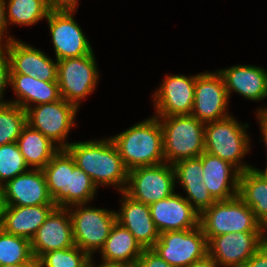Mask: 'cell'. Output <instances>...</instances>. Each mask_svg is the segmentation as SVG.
<instances>
[{
	"mask_svg": "<svg viewBox=\"0 0 267 267\" xmlns=\"http://www.w3.org/2000/svg\"><path fill=\"white\" fill-rule=\"evenodd\" d=\"M74 158L76 165L90 176L93 183L121 185L128 183L126 168L113 141H86L68 143L65 148Z\"/></svg>",
	"mask_w": 267,
	"mask_h": 267,
	"instance_id": "cell-1",
	"label": "cell"
},
{
	"mask_svg": "<svg viewBox=\"0 0 267 267\" xmlns=\"http://www.w3.org/2000/svg\"><path fill=\"white\" fill-rule=\"evenodd\" d=\"M111 140L128 170L165 162L163 131L158 116L134 125Z\"/></svg>",
	"mask_w": 267,
	"mask_h": 267,
	"instance_id": "cell-2",
	"label": "cell"
},
{
	"mask_svg": "<svg viewBox=\"0 0 267 267\" xmlns=\"http://www.w3.org/2000/svg\"><path fill=\"white\" fill-rule=\"evenodd\" d=\"M162 120L163 153L171 165L199 157L205 151L204 126L193 115L159 116ZM164 122V123H163Z\"/></svg>",
	"mask_w": 267,
	"mask_h": 267,
	"instance_id": "cell-3",
	"label": "cell"
},
{
	"mask_svg": "<svg viewBox=\"0 0 267 267\" xmlns=\"http://www.w3.org/2000/svg\"><path fill=\"white\" fill-rule=\"evenodd\" d=\"M199 226L208 241L227 233L261 232L252 209L238 195L214 202L200 214Z\"/></svg>",
	"mask_w": 267,
	"mask_h": 267,
	"instance_id": "cell-4",
	"label": "cell"
},
{
	"mask_svg": "<svg viewBox=\"0 0 267 267\" xmlns=\"http://www.w3.org/2000/svg\"><path fill=\"white\" fill-rule=\"evenodd\" d=\"M206 124L208 125L204 128L205 152L229 162L240 172L253 168L237 164L249 151V138L244 129L248 124L241 126L230 116Z\"/></svg>",
	"mask_w": 267,
	"mask_h": 267,
	"instance_id": "cell-5",
	"label": "cell"
},
{
	"mask_svg": "<svg viewBox=\"0 0 267 267\" xmlns=\"http://www.w3.org/2000/svg\"><path fill=\"white\" fill-rule=\"evenodd\" d=\"M175 180L173 165L161 163L129 170L128 185L118 188L133 200L150 205L170 197Z\"/></svg>",
	"mask_w": 267,
	"mask_h": 267,
	"instance_id": "cell-6",
	"label": "cell"
},
{
	"mask_svg": "<svg viewBox=\"0 0 267 267\" xmlns=\"http://www.w3.org/2000/svg\"><path fill=\"white\" fill-rule=\"evenodd\" d=\"M173 267H189L208 255V240L200 226L182 231L160 233L152 248Z\"/></svg>",
	"mask_w": 267,
	"mask_h": 267,
	"instance_id": "cell-7",
	"label": "cell"
},
{
	"mask_svg": "<svg viewBox=\"0 0 267 267\" xmlns=\"http://www.w3.org/2000/svg\"><path fill=\"white\" fill-rule=\"evenodd\" d=\"M93 52L57 61V82L61 98L78 108L80 99L90 94L98 79Z\"/></svg>",
	"mask_w": 267,
	"mask_h": 267,
	"instance_id": "cell-8",
	"label": "cell"
},
{
	"mask_svg": "<svg viewBox=\"0 0 267 267\" xmlns=\"http://www.w3.org/2000/svg\"><path fill=\"white\" fill-rule=\"evenodd\" d=\"M70 213L74 243L82 251L92 256V252L101 249L116 223V213L105 209L83 208Z\"/></svg>",
	"mask_w": 267,
	"mask_h": 267,
	"instance_id": "cell-9",
	"label": "cell"
},
{
	"mask_svg": "<svg viewBox=\"0 0 267 267\" xmlns=\"http://www.w3.org/2000/svg\"><path fill=\"white\" fill-rule=\"evenodd\" d=\"M77 107L64 99L52 103L36 105L26 109V123L40 131L52 142L61 143L59 148L65 149L68 143H63L69 129L74 123Z\"/></svg>",
	"mask_w": 267,
	"mask_h": 267,
	"instance_id": "cell-10",
	"label": "cell"
},
{
	"mask_svg": "<svg viewBox=\"0 0 267 267\" xmlns=\"http://www.w3.org/2000/svg\"><path fill=\"white\" fill-rule=\"evenodd\" d=\"M227 103V90L218 70L217 73L207 72L196 75L191 115L203 123L218 121L229 116L225 112Z\"/></svg>",
	"mask_w": 267,
	"mask_h": 267,
	"instance_id": "cell-11",
	"label": "cell"
},
{
	"mask_svg": "<svg viewBox=\"0 0 267 267\" xmlns=\"http://www.w3.org/2000/svg\"><path fill=\"white\" fill-rule=\"evenodd\" d=\"M264 243L261 232L222 234L208 241V255L218 265H245Z\"/></svg>",
	"mask_w": 267,
	"mask_h": 267,
	"instance_id": "cell-12",
	"label": "cell"
},
{
	"mask_svg": "<svg viewBox=\"0 0 267 267\" xmlns=\"http://www.w3.org/2000/svg\"><path fill=\"white\" fill-rule=\"evenodd\" d=\"M73 11H50L49 23L56 59L63 60L91 54L92 48L72 17Z\"/></svg>",
	"mask_w": 267,
	"mask_h": 267,
	"instance_id": "cell-13",
	"label": "cell"
},
{
	"mask_svg": "<svg viewBox=\"0 0 267 267\" xmlns=\"http://www.w3.org/2000/svg\"><path fill=\"white\" fill-rule=\"evenodd\" d=\"M4 206L55 205L41 169L27 171L0 187Z\"/></svg>",
	"mask_w": 267,
	"mask_h": 267,
	"instance_id": "cell-14",
	"label": "cell"
},
{
	"mask_svg": "<svg viewBox=\"0 0 267 267\" xmlns=\"http://www.w3.org/2000/svg\"><path fill=\"white\" fill-rule=\"evenodd\" d=\"M69 210L56 206L31 239L32 253L36 261L46 252L75 246L71 217L70 214L66 216Z\"/></svg>",
	"mask_w": 267,
	"mask_h": 267,
	"instance_id": "cell-15",
	"label": "cell"
},
{
	"mask_svg": "<svg viewBox=\"0 0 267 267\" xmlns=\"http://www.w3.org/2000/svg\"><path fill=\"white\" fill-rule=\"evenodd\" d=\"M4 49L10 59V74H24L46 82H57V62L43 52L11 37Z\"/></svg>",
	"mask_w": 267,
	"mask_h": 267,
	"instance_id": "cell-16",
	"label": "cell"
},
{
	"mask_svg": "<svg viewBox=\"0 0 267 267\" xmlns=\"http://www.w3.org/2000/svg\"><path fill=\"white\" fill-rule=\"evenodd\" d=\"M196 76L171 75L155 94L159 116L190 115L194 104Z\"/></svg>",
	"mask_w": 267,
	"mask_h": 267,
	"instance_id": "cell-17",
	"label": "cell"
},
{
	"mask_svg": "<svg viewBox=\"0 0 267 267\" xmlns=\"http://www.w3.org/2000/svg\"><path fill=\"white\" fill-rule=\"evenodd\" d=\"M151 217L159 233L182 231L199 226V213L182 196L170 197L149 205Z\"/></svg>",
	"mask_w": 267,
	"mask_h": 267,
	"instance_id": "cell-18",
	"label": "cell"
},
{
	"mask_svg": "<svg viewBox=\"0 0 267 267\" xmlns=\"http://www.w3.org/2000/svg\"><path fill=\"white\" fill-rule=\"evenodd\" d=\"M122 194L124 201L121 212L116 213V222L125 227L143 249L153 248L160 233L151 217L149 205L133 200L125 192Z\"/></svg>",
	"mask_w": 267,
	"mask_h": 267,
	"instance_id": "cell-19",
	"label": "cell"
},
{
	"mask_svg": "<svg viewBox=\"0 0 267 267\" xmlns=\"http://www.w3.org/2000/svg\"><path fill=\"white\" fill-rule=\"evenodd\" d=\"M203 182L216 200H228L238 195L240 171L234 165L207 152L202 153ZM232 167L235 169L232 170ZM233 172V175L229 176ZM231 181L230 190L228 181ZM231 191V192H230Z\"/></svg>",
	"mask_w": 267,
	"mask_h": 267,
	"instance_id": "cell-20",
	"label": "cell"
},
{
	"mask_svg": "<svg viewBox=\"0 0 267 267\" xmlns=\"http://www.w3.org/2000/svg\"><path fill=\"white\" fill-rule=\"evenodd\" d=\"M56 205L4 206L1 229L31 240Z\"/></svg>",
	"mask_w": 267,
	"mask_h": 267,
	"instance_id": "cell-21",
	"label": "cell"
},
{
	"mask_svg": "<svg viewBox=\"0 0 267 267\" xmlns=\"http://www.w3.org/2000/svg\"><path fill=\"white\" fill-rule=\"evenodd\" d=\"M224 80L229 97L234 90L248 100H261L267 96V72L260 67L233 66L218 71Z\"/></svg>",
	"mask_w": 267,
	"mask_h": 267,
	"instance_id": "cell-22",
	"label": "cell"
},
{
	"mask_svg": "<svg viewBox=\"0 0 267 267\" xmlns=\"http://www.w3.org/2000/svg\"><path fill=\"white\" fill-rule=\"evenodd\" d=\"M100 251L104 264L135 267L143 248L125 227L116 222Z\"/></svg>",
	"mask_w": 267,
	"mask_h": 267,
	"instance_id": "cell-23",
	"label": "cell"
},
{
	"mask_svg": "<svg viewBox=\"0 0 267 267\" xmlns=\"http://www.w3.org/2000/svg\"><path fill=\"white\" fill-rule=\"evenodd\" d=\"M10 84L18 97L22 98V101L18 99L10 103L24 110L31 107L29 102L40 105L61 99L58 82H46L24 74H10Z\"/></svg>",
	"mask_w": 267,
	"mask_h": 267,
	"instance_id": "cell-24",
	"label": "cell"
},
{
	"mask_svg": "<svg viewBox=\"0 0 267 267\" xmlns=\"http://www.w3.org/2000/svg\"><path fill=\"white\" fill-rule=\"evenodd\" d=\"M17 144L26 165L35 169H43L52 157L60 150L40 131L26 124L17 139Z\"/></svg>",
	"mask_w": 267,
	"mask_h": 267,
	"instance_id": "cell-25",
	"label": "cell"
},
{
	"mask_svg": "<svg viewBox=\"0 0 267 267\" xmlns=\"http://www.w3.org/2000/svg\"><path fill=\"white\" fill-rule=\"evenodd\" d=\"M47 188L53 203L57 207H67L69 180V152L60 149L42 169Z\"/></svg>",
	"mask_w": 267,
	"mask_h": 267,
	"instance_id": "cell-26",
	"label": "cell"
},
{
	"mask_svg": "<svg viewBox=\"0 0 267 267\" xmlns=\"http://www.w3.org/2000/svg\"><path fill=\"white\" fill-rule=\"evenodd\" d=\"M238 196L260 222L267 215V180L255 168L240 173Z\"/></svg>",
	"mask_w": 267,
	"mask_h": 267,
	"instance_id": "cell-27",
	"label": "cell"
},
{
	"mask_svg": "<svg viewBox=\"0 0 267 267\" xmlns=\"http://www.w3.org/2000/svg\"><path fill=\"white\" fill-rule=\"evenodd\" d=\"M14 264H36L31 240L0 229V266Z\"/></svg>",
	"mask_w": 267,
	"mask_h": 267,
	"instance_id": "cell-28",
	"label": "cell"
},
{
	"mask_svg": "<svg viewBox=\"0 0 267 267\" xmlns=\"http://www.w3.org/2000/svg\"><path fill=\"white\" fill-rule=\"evenodd\" d=\"M49 12L46 0H9L6 18L8 23L32 25L47 18Z\"/></svg>",
	"mask_w": 267,
	"mask_h": 267,
	"instance_id": "cell-29",
	"label": "cell"
},
{
	"mask_svg": "<svg viewBox=\"0 0 267 267\" xmlns=\"http://www.w3.org/2000/svg\"><path fill=\"white\" fill-rule=\"evenodd\" d=\"M97 186L90 176L81 170L69 153L68 204H87L94 197Z\"/></svg>",
	"mask_w": 267,
	"mask_h": 267,
	"instance_id": "cell-30",
	"label": "cell"
},
{
	"mask_svg": "<svg viewBox=\"0 0 267 267\" xmlns=\"http://www.w3.org/2000/svg\"><path fill=\"white\" fill-rule=\"evenodd\" d=\"M26 110L15 104L0 106V146L17 142L26 125Z\"/></svg>",
	"mask_w": 267,
	"mask_h": 267,
	"instance_id": "cell-31",
	"label": "cell"
},
{
	"mask_svg": "<svg viewBox=\"0 0 267 267\" xmlns=\"http://www.w3.org/2000/svg\"><path fill=\"white\" fill-rule=\"evenodd\" d=\"M91 262V256L75 245L71 248L46 252L36 264L39 267H90Z\"/></svg>",
	"mask_w": 267,
	"mask_h": 267,
	"instance_id": "cell-32",
	"label": "cell"
},
{
	"mask_svg": "<svg viewBox=\"0 0 267 267\" xmlns=\"http://www.w3.org/2000/svg\"><path fill=\"white\" fill-rule=\"evenodd\" d=\"M27 167L17 142L0 146V187L2 180H12L27 172Z\"/></svg>",
	"mask_w": 267,
	"mask_h": 267,
	"instance_id": "cell-33",
	"label": "cell"
},
{
	"mask_svg": "<svg viewBox=\"0 0 267 267\" xmlns=\"http://www.w3.org/2000/svg\"><path fill=\"white\" fill-rule=\"evenodd\" d=\"M175 179L182 185H195L203 181L202 154L196 158L183 159L173 164Z\"/></svg>",
	"mask_w": 267,
	"mask_h": 267,
	"instance_id": "cell-34",
	"label": "cell"
},
{
	"mask_svg": "<svg viewBox=\"0 0 267 267\" xmlns=\"http://www.w3.org/2000/svg\"><path fill=\"white\" fill-rule=\"evenodd\" d=\"M189 195L185 199L192 205V207L199 213V215L209 208L216 200L211 196L206 184L202 181L195 185H182ZM192 200L195 204H192Z\"/></svg>",
	"mask_w": 267,
	"mask_h": 267,
	"instance_id": "cell-35",
	"label": "cell"
},
{
	"mask_svg": "<svg viewBox=\"0 0 267 267\" xmlns=\"http://www.w3.org/2000/svg\"><path fill=\"white\" fill-rule=\"evenodd\" d=\"M135 267H173L166 263L152 248L143 249Z\"/></svg>",
	"mask_w": 267,
	"mask_h": 267,
	"instance_id": "cell-36",
	"label": "cell"
},
{
	"mask_svg": "<svg viewBox=\"0 0 267 267\" xmlns=\"http://www.w3.org/2000/svg\"><path fill=\"white\" fill-rule=\"evenodd\" d=\"M4 54H8V51L6 49L4 52L0 44V106L10 103V102L5 103L1 101V98L3 97L2 93L4 91V87H6L7 83H10V71H11L9 55H7L8 57H6V55Z\"/></svg>",
	"mask_w": 267,
	"mask_h": 267,
	"instance_id": "cell-37",
	"label": "cell"
},
{
	"mask_svg": "<svg viewBox=\"0 0 267 267\" xmlns=\"http://www.w3.org/2000/svg\"><path fill=\"white\" fill-rule=\"evenodd\" d=\"M245 265L247 267H267V244L264 243Z\"/></svg>",
	"mask_w": 267,
	"mask_h": 267,
	"instance_id": "cell-38",
	"label": "cell"
},
{
	"mask_svg": "<svg viewBox=\"0 0 267 267\" xmlns=\"http://www.w3.org/2000/svg\"><path fill=\"white\" fill-rule=\"evenodd\" d=\"M50 11H73L76 10L77 0H46Z\"/></svg>",
	"mask_w": 267,
	"mask_h": 267,
	"instance_id": "cell-39",
	"label": "cell"
},
{
	"mask_svg": "<svg viewBox=\"0 0 267 267\" xmlns=\"http://www.w3.org/2000/svg\"><path fill=\"white\" fill-rule=\"evenodd\" d=\"M6 2L5 0H0V44H1V39L3 38V33L7 29L6 26L8 24L7 22V14L5 12L6 10Z\"/></svg>",
	"mask_w": 267,
	"mask_h": 267,
	"instance_id": "cell-40",
	"label": "cell"
},
{
	"mask_svg": "<svg viewBox=\"0 0 267 267\" xmlns=\"http://www.w3.org/2000/svg\"><path fill=\"white\" fill-rule=\"evenodd\" d=\"M258 117H259V120H260V123H261V130H262V134H263V138H264V141H265V144L267 146V111L261 109L259 110L258 112Z\"/></svg>",
	"mask_w": 267,
	"mask_h": 267,
	"instance_id": "cell-41",
	"label": "cell"
},
{
	"mask_svg": "<svg viewBox=\"0 0 267 267\" xmlns=\"http://www.w3.org/2000/svg\"><path fill=\"white\" fill-rule=\"evenodd\" d=\"M217 263L207 255L205 258L198 260L191 264L189 267H217Z\"/></svg>",
	"mask_w": 267,
	"mask_h": 267,
	"instance_id": "cell-42",
	"label": "cell"
},
{
	"mask_svg": "<svg viewBox=\"0 0 267 267\" xmlns=\"http://www.w3.org/2000/svg\"><path fill=\"white\" fill-rule=\"evenodd\" d=\"M259 223H260L261 234L263 238L266 239L267 237L264 235L265 233H263V231H265L264 229H267V215Z\"/></svg>",
	"mask_w": 267,
	"mask_h": 267,
	"instance_id": "cell-43",
	"label": "cell"
},
{
	"mask_svg": "<svg viewBox=\"0 0 267 267\" xmlns=\"http://www.w3.org/2000/svg\"><path fill=\"white\" fill-rule=\"evenodd\" d=\"M90 267H94L92 263H90ZM98 267H131V266H127V265H115V264H101Z\"/></svg>",
	"mask_w": 267,
	"mask_h": 267,
	"instance_id": "cell-44",
	"label": "cell"
},
{
	"mask_svg": "<svg viewBox=\"0 0 267 267\" xmlns=\"http://www.w3.org/2000/svg\"><path fill=\"white\" fill-rule=\"evenodd\" d=\"M35 264H14V265H5L0 267H32Z\"/></svg>",
	"mask_w": 267,
	"mask_h": 267,
	"instance_id": "cell-45",
	"label": "cell"
},
{
	"mask_svg": "<svg viewBox=\"0 0 267 267\" xmlns=\"http://www.w3.org/2000/svg\"><path fill=\"white\" fill-rule=\"evenodd\" d=\"M3 207H4V203L1 197V193H0V229H1V224H2V211H3Z\"/></svg>",
	"mask_w": 267,
	"mask_h": 267,
	"instance_id": "cell-46",
	"label": "cell"
},
{
	"mask_svg": "<svg viewBox=\"0 0 267 267\" xmlns=\"http://www.w3.org/2000/svg\"><path fill=\"white\" fill-rule=\"evenodd\" d=\"M258 174H260L264 179L267 180V167L265 171H260L258 169H255Z\"/></svg>",
	"mask_w": 267,
	"mask_h": 267,
	"instance_id": "cell-47",
	"label": "cell"
},
{
	"mask_svg": "<svg viewBox=\"0 0 267 267\" xmlns=\"http://www.w3.org/2000/svg\"><path fill=\"white\" fill-rule=\"evenodd\" d=\"M231 267H247L246 265L231 266Z\"/></svg>",
	"mask_w": 267,
	"mask_h": 267,
	"instance_id": "cell-48",
	"label": "cell"
}]
</instances>
